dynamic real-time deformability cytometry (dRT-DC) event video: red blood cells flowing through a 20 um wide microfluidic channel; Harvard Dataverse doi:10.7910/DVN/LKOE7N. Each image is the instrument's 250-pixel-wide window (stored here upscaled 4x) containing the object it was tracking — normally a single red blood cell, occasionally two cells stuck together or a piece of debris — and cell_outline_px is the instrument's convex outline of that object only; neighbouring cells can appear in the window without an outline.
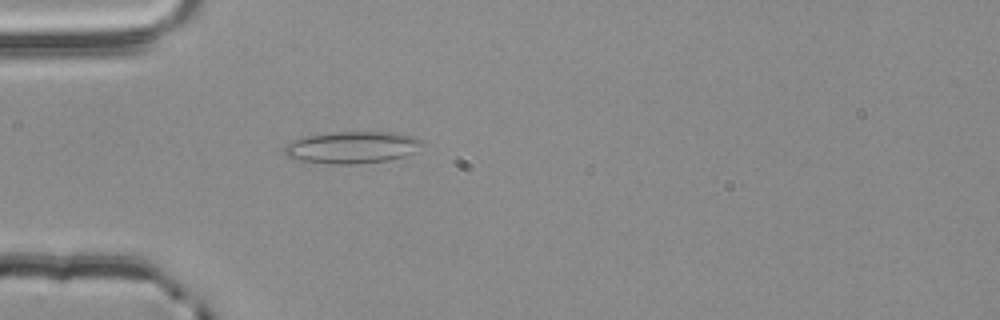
{"species": "common noctule bat (a hibernating species)", "species_latin": "Nyctalus noctula", "temperature_condition": "room temperature", "stored_images_in_passage": 1, "camera_frame_rate_fps": 3000, "um_per_image_px": 0.085, "animal": {"sex": "male", "body_mass_g": 20.4}, "frame": {"image": 1, "passage_image": 1, "time_ms": 0.0, "image_size_px": [1000, 320], "cell_outline_px": [[424, 144], [416, 152], [404, 156], [388, 160], [352, 164], [336, 164], [292, 160], [284, 152], [284, 148], [288, 144], [304, 136], [328, 132], [400, 132], [416, 136], [424, 140]], "centroid_in_image_um": [29.99, 12.51], "position_along_channel_um": 55.0, "area_um2": 26.01}}